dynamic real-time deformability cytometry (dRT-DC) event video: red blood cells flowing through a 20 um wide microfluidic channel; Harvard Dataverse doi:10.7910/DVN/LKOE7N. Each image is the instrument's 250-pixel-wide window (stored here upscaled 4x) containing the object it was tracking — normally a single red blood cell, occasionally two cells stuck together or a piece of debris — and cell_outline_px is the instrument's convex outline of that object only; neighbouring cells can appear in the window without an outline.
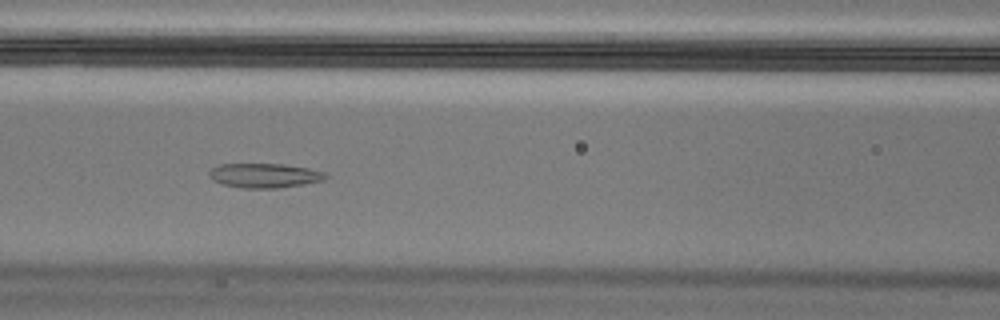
{"species": "Egyptian fruit bat (a non-hibernating species)", "species_latin": "Rousettus aegyptiacus", "temperature_condition": "cold", "stored_images_in_passage": 55, "camera_frame_rate_fps": 3000, "um_per_image_px": 0.085, "animal": {"sex": "male"}, "frame": {"image": 1, "passage_image": 22, "time_ms": 7.0, "image_size_px": [1000, 320], "cell_outline_px": [[328, 176], [324, 180], [304, 184], [276, 188], [240, 188], [224, 184], [212, 180], [208, 176], [208, 172], [216, 164], [284, 164], [308, 168], [324, 172]], "centroid_in_image_um": [22.45, 14.91], "position_along_channel_um": 144.2, "area_um2": 16.65}}
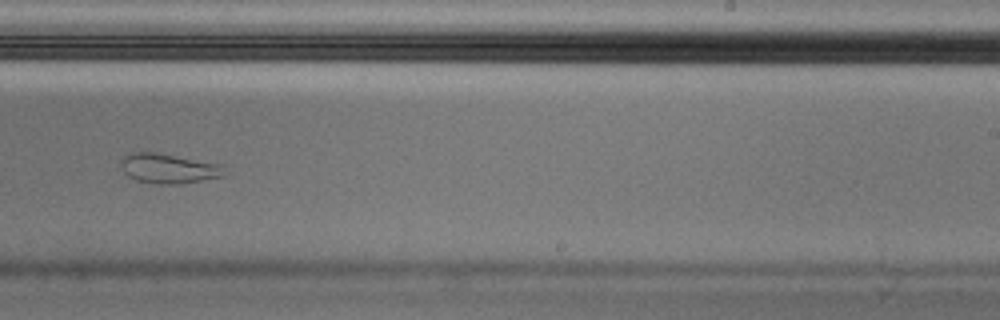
{"frame": {"image": 2, "passage_image": 33, "time_ms": 10.667, "image_size_px": [1000, 320], "cell_outline_px": [[224, 176], [180, 184], [152, 184], [136, 180], [128, 176], [120, 168], [120, 160], [128, 152], [156, 152], [224, 164]], "centroid_in_image_um": [14.31, 14.31], "position_along_channel_um": 274.7, "area_um2": 18.32}}
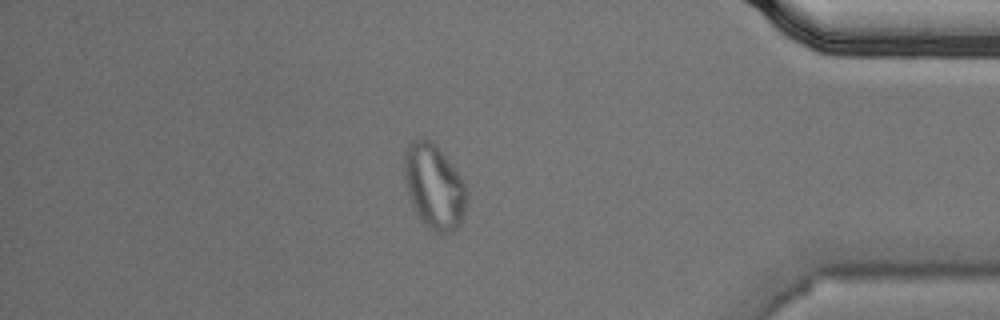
{"frame": {"image": 3, "passage_image": 46, "time_ms": 15.0, "image_size_px": [1000, 320], "cell_outline_px": [[468, 196], [464, 212], [460, 224], [456, 232], [436, 232], [424, 224], [416, 212], [412, 204], [404, 180], [404, 156], [408, 144], [412, 140], [428, 140], [436, 144], [464, 180], [468, 192]], "centroid_in_image_um": [36.92, 15.87], "position_along_channel_um": 398.3, "area_um2": 30.81}}